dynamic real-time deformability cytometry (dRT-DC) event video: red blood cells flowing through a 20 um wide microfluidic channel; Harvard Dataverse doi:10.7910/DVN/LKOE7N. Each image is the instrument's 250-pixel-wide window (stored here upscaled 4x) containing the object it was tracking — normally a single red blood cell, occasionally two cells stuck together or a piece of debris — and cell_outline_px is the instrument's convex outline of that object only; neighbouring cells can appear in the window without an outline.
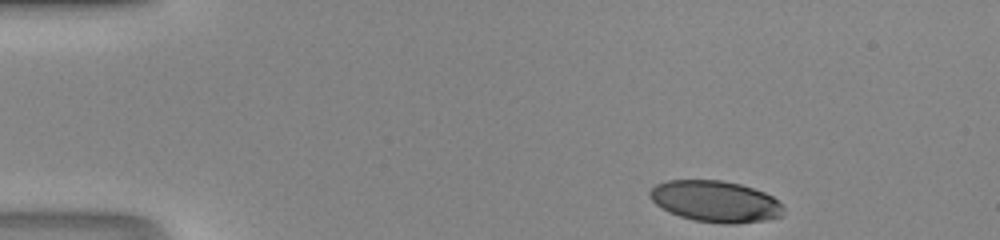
{"species": "human", "species_latin": "Homo sapiens", "temperature_condition": "room temperature", "stored_images_in_passage": 41, "camera_frame_rate_fps": 3000, "um_per_image_px": 0.085, "donor": {"sex": "male"}, "frame": {"image": 1, "passage_image": 1, "time_ms": 0.0, "image_size_px": [1000, 240], "cell_outline_px": [[784, 208], [780, 216], [764, 220], [736, 224], [724, 224], [696, 220], [680, 216], [656, 204], [648, 196], [648, 192], [656, 184], [668, 180], [720, 180], [740, 184], [764, 192], [772, 196]], "centroid_in_image_um": [60.8, 17.11], "position_along_channel_um": 24.2, "area_um2": 31.85}}
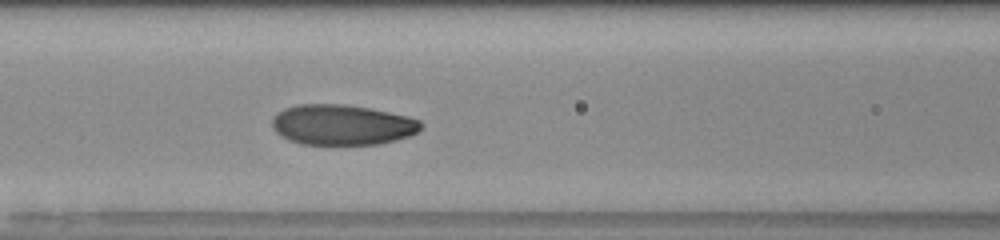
{"frame": {"image": 2, "passage_image": 15, "time_ms": 4.667, "image_size_px": [1000, 240], "cell_outline_px": [[424, 124], [416, 132], [408, 136], [396, 140], [380, 144], [300, 144], [288, 140], [280, 136], [272, 128], [272, 116], [284, 108], [296, 104], [344, 104], [368, 108], [408, 116], [420, 120]], "centroid_in_image_um": [29.04, 10.6], "position_along_channel_um": 137.6, "area_um2": 35.2}}
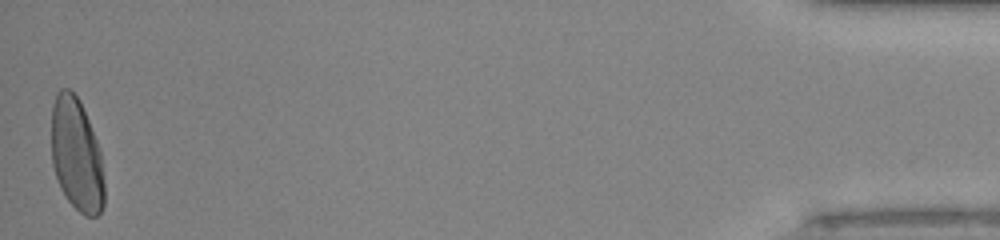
{"frame": {"image": 3, "passage_image": 41, "time_ms": 13.333, "image_size_px": [1000, 240], "cell_outline_px": [[104, 204], [100, 212], [96, 216], [84, 216], [64, 196], [60, 188], [52, 164], [52, 104], [56, 92], [60, 88], [68, 88], [80, 100], [100, 148], [104, 180]], "centroid_in_image_um": [6.51, 13.15], "position_along_channel_um": 428.7, "area_um2": 35.08}}